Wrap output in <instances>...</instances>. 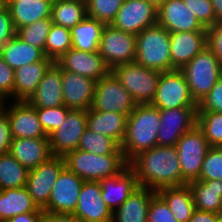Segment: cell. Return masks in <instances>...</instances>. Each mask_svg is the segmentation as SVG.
I'll use <instances>...</instances> for the list:
<instances>
[{
  "label": "cell",
  "instance_id": "obj_1",
  "mask_svg": "<svg viewBox=\"0 0 222 222\" xmlns=\"http://www.w3.org/2000/svg\"><path fill=\"white\" fill-rule=\"evenodd\" d=\"M128 164L142 187L157 191L163 187L186 185L176 146H154L140 152Z\"/></svg>",
  "mask_w": 222,
  "mask_h": 222
},
{
  "label": "cell",
  "instance_id": "obj_2",
  "mask_svg": "<svg viewBox=\"0 0 222 222\" xmlns=\"http://www.w3.org/2000/svg\"><path fill=\"white\" fill-rule=\"evenodd\" d=\"M160 111L151 104H136L127 117L125 136L120 146L129 163L140 152L157 146Z\"/></svg>",
  "mask_w": 222,
  "mask_h": 222
},
{
  "label": "cell",
  "instance_id": "obj_3",
  "mask_svg": "<svg viewBox=\"0 0 222 222\" xmlns=\"http://www.w3.org/2000/svg\"><path fill=\"white\" fill-rule=\"evenodd\" d=\"M65 166L84 181H100L120 173L128 162L119 147L113 154L96 155L76 149L64 156Z\"/></svg>",
  "mask_w": 222,
  "mask_h": 222
},
{
  "label": "cell",
  "instance_id": "obj_4",
  "mask_svg": "<svg viewBox=\"0 0 222 222\" xmlns=\"http://www.w3.org/2000/svg\"><path fill=\"white\" fill-rule=\"evenodd\" d=\"M134 61L158 72L171 71L170 32L156 23L137 34Z\"/></svg>",
  "mask_w": 222,
  "mask_h": 222
},
{
  "label": "cell",
  "instance_id": "obj_5",
  "mask_svg": "<svg viewBox=\"0 0 222 222\" xmlns=\"http://www.w3.org/2000/svg\"><path fill=\"white\" fill-rule=\"evenodd\" d=\"M181 71L185 75L193 99L199 104L222 76V64L205 47Z\"/></svg>",
  "mask_w": 222,
  "mask_h": 222
},
{
  "label": "cell",
  "instance_id": "obj_6",
  "mask_svg": "<svg viewBox=\"0 0 222 222\" xmlns=\"http://www.w3.org/2000/svg\"><path fill=\"white\" fill-rule=\"evenodd\" d=\"M111 72L129 92L136 104H151L161 72L136 61L115 66Z\"/></svg>",
  "mask_w": 222,
  "mask_h": 222
},
{
  "label": "cell",
  "instance_id": "obj_7",
  "mask_svg": "<svg viewBox=\"0 0 222 222\" xmlns=\"http://www.w3.org/2000/svg\"><path fill=\"white\" fill-rule=\"evenodd\" d=\"M152 106L159 110L198 108L193 99L184 73L181 70L161 72Z\"/></svg>",
  "mask_w": 222,
  "mask_h": 222
},
{
  "label": "cell",
  "instance_id": "obj_8",
  "mask_svg": "<svg viewBox=\"0 0 222 222\" xmlns=\"http://www.w3.org/2000/svg\"><path fill=\"white\" fill-rule=\"evenodd\" d=\"M202 131L195 126L185 132L176 143L179 156L182 180L188 184L199 178L203 159L210 149Z\"/></svg>",
  "mask_w": 222,
  "mask_h": 222
},
{
  "label": "cell",
  "instance_id": "obj_9",
  "mask_svg": "<svg viewBox=\"0 0 222 222\" xmlns=\"http://www.w3.org/2000/svg\"><path fill=\"white\" fill-rule=\"evenodd\" d=\"M135 101L120 81L110 72L95 84L91 109L128 115L134 110Z\"/></svg>",
  "mask_w": 222,
  "mask_h": 222
},
{
  "label": "cell",
  "instance_id": "obj_10",
  "mask_svg": "<svg viewBox=\"0 0 222 222\" xmlns=\"http://www.w3.org/2000/svg\"><path fill=\"white\" fill-rule=\"evenodd\" d=\"M98 53L111 70L117 65L133 62L136 56V35L106 24Z\"/></svg>",
  "mask_w": 222,
  "mask_h": 222
},
{
  "label": "cell",
  "instance_id": "obj_11",
  "mask_svg": "<svg viewBox=\"0 0 222 222\" xmlns=\"http://www.w3.org/2000/svg\"><path fill=\"white\" fill-rule=\"evenodd\" d=\"M64 167V157L51 156L29 171L26 188L38 208L43 210L48 205L52 188Z\"/></svg>",
  "mask_w": 222,
  "mask_h": 222
},
{
  "label": "cell",
  "instance_id": "obj_12",
  "mask_svg": "<svg viewBox=\"0 0 222 222\" xmlns=\"http://www.w3.org/2000/svg\"><path fill=\"white\" fill-rule=\"evenodd\" d=\"M86 128L87 111L70 110L61 126L48 136L51 154L64 157L68 152L78 149Z\"/></svg>",
  "mask_w": 222,
  "mask_h": 222
},
{
  "label": "cell",
  "instance_id": "obj_13",
  "mask_svg": "<svg viewBox=\"0 0 222 222\" xmlns=\"http://www.w3.org/2000/svg\"><path fill=\"white\" fill-rule=\"evenodd\" d=\"M156 9L148 0H124L110 25L134 35L157 23Z\"/></svg>",
  "mask_w": 222,
  "mask_h": 222
},
{
  "label": "cell",
  "instance_id": "obj_14",
  "mask_svg": "<svg viewBox=\"0 0 222 222\" xmlns=\"http://www.w3.org/2000/svg\"><path fill=\"white\" fill-rule=\"evenodd\" d=\"M197 108H175L160 111L157 146H176L181 136L197 124Z\"/></svg>",
  "mask_w": 222,
  "mask_h": 222
},
{
  "label": "cell",
  "instance_id": "obj_15",
  "mask_svg": "<svg viewBox=\"0 0 222 222\" xmlns=\"http://www.w3.org/2000/svg\"><path fill=\"white\" fill-rule=\"evenodd\" d=\"M6 101L0 107L7 113L13 139L17 138H48L38 119L37 110L27 101ZM8 107V108H7Z\"/></svg>",
  "mask_w": 222,
  "mask_h": 222
},
{
  "label": "cell",
  "instance_id": "obj_16",
  "mask_svg": "<svg viewBox=\"0 0 222 222\" xmlns=\"http://www.w3.org/2000/svg\"><path fill=\"white\" fill-rule=\"evenodd\" d=\"M83 183V179L65 166L58 175L48 205L43 210L72 214L77 206Z\"/></svg>",
  "mask_w": 222,
  "mask_h": 222
},
{
  "label": "cell",
  "instance_id": "obj_17",
  "mask_svg": "<svg viewBox=\"0 0 222 222\" xmlns=\"http://www.w3.org/2000/svg\"><path fill=\"white\" fill-rule=\"evenodd\" d=\"M99 181H84L74 216L83 222H112L113 212L101 197Z\"/></svg>",
  "mask_w": 222,
  "mask_h": 222
},
{
  "label": "cell",
  "instance_id": "obj_18",
  "mask_svg": "<svg viewBox=\"0 0 222 222\" xmlns=\"http://www.w3.org/2000/svg\"><path fill=\"white\" fill-rule=\"evenodd\" d=\"M55 63L62 70L88 77L96 82L111 72L98 51L85 52L71 48Z\"/></svg>",
  "mask_w": 222,
  "mask_h": 222
},
{
  "label": "cell",
  "instance_id": "obj_19",
  "mask_svg": "<svg viewBox=\"0 0 222 222\" xmlns=\"http://www.w3.org/2000/svg\"><path fill=\"white\" fill-rule=\"evenodd\" d=\"M157 23L170 33L206 31L183 0H167L157 12Z\"/></svg>",
  "mask_w": 222,
  "mask_h": 222
},
{
  "label": "cell",
  "instance_id": "obj_20",
  "mask_svg": "<svg viewBox=\"0 0 222 222\" xmlns=\"http://www.w3.org/2000/svg\"><path fill=\"white\" fill-rule=\"evenodd\" d=\"M64 106L70 110L91 108L96 81L66 70H62Z\"/></svg>",
  "mask_w": 222,
  "mask_h": 222
},
{
  "label": "cell",
  "instance_id": "obj_21",
  "mask_svg": "<svg viewBox=\"0 0 222 222\" xmlns=\"http://www.w3.org/2000/svg\"><path fill=\"white\" fill-rule=\"evenodd\" d=\"M105 204L114 212L140 187L138 178L129 164L118 174L99 181Z\"/></svg>",
  "mask_w": 222,
  "mask_h": 222
},
{
  "label": "cell",
  "instance_id": "obj_22",
  "mask_svg": "<svg viewBox=\"0 0 222 222\" xmlns=\"http://www.w3.org/2000/svg\"><path fill=\"white\" fill-rule=\"evenodd\" d=\"M206 45V31L170 33L171 71L181 70Z\"/></svg>",
  "mask_w": 222,
  "mask_h": 222
},
{
  "label": "cell",
  "instance_id": "obj_23",
  "mask_svg": "<svg viewBox=\"0 0 222 222\" xmlns=\"http://www.w3.org/2000/svg\"><path fill=\"white\" fill-rule=\"evenodd\" d=\"M62 69L54 62L27 102L36 109L63 106Z\"/></svg>",
  "mask_w": 222,
  "mask_h": 222
},
{
  "label": "cell",
  "instance_id": "obj_24",
  "mask_svg": "<svg viewBox=\"0 0 222 222\" xmlns=\"http://www.w3.org/2000/svg\"><path fill=\"white\" fill-rule=\"evenodd\" d=\"M9 153L29 171L53 156L49 138L12 139Z\"/></svg>",
  "mask_w": 222,
  "mask_h": 222
},
{
  "label": "cell",
  "instance_id": "obj_25",
  "mask_svg": "<svg viewBox=\"0 0 222 222\" xmlns=\"http://www.w3.org/2000/svg\"><path fill=\"white\" fill-rule=\"evenodd\" d=\"M53 63L44 57L41 61L15 69L13 101H27Z\"/></svg>",
  "mask_w": 222,
  "mask_h": 222
},
{
  "label": "cell",
  "instance_id": "obj_26",
  "mask_svg": "<svg viewBox=\"0 0 222 222\" xmlns=\"http://www.w3.org/2000/svg\"><path fill=\"white\" fill-rule=\"evenodd\" d=\"M127 116L116 112L87 111V128L111 138L119 147L125 136Z\"/></svg>",
  "mask_w": 222,
  "mask_h": 222
},
{
  "label": "cell",
  "instance_id": "obj_27",
  "mask_svg": "<svg viewBox=\"0 0 222 222\" xmlns=\"http://www.w3.org/2000/svg\"><path fill=\"white\" fill-rule=\"evenodd\" d=\"M156 191L140 186L113 212L112 222H147L148 208Z\"/></svg>",
  "mask_w": 222,
  "mask_h": 222
},
{
  "label": "cell",
  "instance_id": "obj_28",
  "mask_svg": "<svg viewBox=\"0 0 222 222\" xmlns=\"http://www.w3.org/2000/svg\"><path fill=\"white\" fill-rule=\"evenodd\" d=\"M53 0L3 1L9 9L13 25L19 28L30 25L37 20L51 18V5Z\"/></svg>",
  "mask_w": 222,
  "mask_h": 222
},
{
  "label": "cell",
  "instance_id": "obj_29",
  "mask_svg": "<svg viewBox=\"0 0 222 222\" xmlns=\"http://www.w3.org/2000/svg\"><path fill=\"white\" fill-rule=\"evenodd\" d=\"M43 212L34 203L26 187L0 190V222L23 213Z\"/></svg>",
  "mask_w": 222,
  "mask_h": 222
},
{
  "label": "cell",
  "instance_id": "obj_30",
  "mask_svg": "<svg viewBox=\"0 0 222 222\" xmlns=\"http://www.w3.org/2000/svg\"><path fill=\"white\" fill-rule=\"evenodd\" d=\"M156 193L166 202L178 222H188L196 210L188 184L163 187Z\"/></svg>",
  "mask_w": 222,
  "mask_h": 222
},
{
  "label": "cell",
  "instance_id": "obj_31",
  "mask_svg": "<svg viewBox=\"0 0 222 222\" xmlns=\"http://www.w3.org/2000/svg\"><path fill=\"white\" fill-rule=\"evenodd\" d=\"M197 210L219 214L222 180H196L188 183Z\"/></svg>",
  "mask_w": 222,
  "mask_h": 222
},
{
  "label": "cell",
  "instance_id": "obj_32",
  "mask_svg": "<svg viewBox=\"0 0 222 222\" xmlns=\"http://www.w3.org/2000/svg\"><path fill=\"white\" fill-rule=\"evenodd\" d=\"M0 55L14 70L41 61L45 57L40 49L25 43L16 35L0 47Z\"/></svg>",
  "mask_w": 222,
  "mask_h": 222
},
{
  "label": "cell",
  "instance_id": "obj_33",
  "mask_svg": "<svg viewBox=\"0 0 222 222\" xmlns=\"http://www.w3.org/2000/svg\"><path fill=\"white\" fill-rule=\"evenodd\" d=\"M105 23L86 16L80 23L70 29L72 48L85 52L98 51Z\"/></svg>",
  "mask_w": 222,
  "mask_h": 222
},
{
  "label": "cell",
  "instance_id": "obj_34",
  "mask_svg": "<svg viewBox=\"0 0 222 222\" xmlns=\"http://www.w3.org/2000/svg\"><path fill=\"white\" fill-rule=\"evenodd\" d=\"M87 16L86 0H53L52 23L71 29Z\"/></svg>",
  "mask_w": 222,
  "mask_h": 222
},
{
  "label": "cell",
  "instance_id": "obj_35",
  "mask_svg": "<svg viewBox=\"0 0 222 222\" xmlns=\"http://www.w3.org/2000/svg\"><path fill=\"white\" fill-rule=\"evenodd\" d=\"M29 170L9 152L0 154V190L26 187Z\"/></svg>",
  "mask_w": 222,
  "mask_h": 222
},
{
  "label": "cell",
  "instance_id": "obj_36",
  "mask_svg": "<svg viewBox=\"0 0 222 222\" xmlns=\"http://www.w3.org/2000/svg\"><path fill=\"white\" fill-rule=\"evenodd\" d=\"M72 48L70 29L52 24L45 43V57L56 62Z\"/></svg>",
  "mask_w": 222,
  "mask_h": 222
},
{
  "label": "cell",
  "instance_id": "obj_37",
  "mask_svg": "<svg viewBox=\"0 0 222 222\" xmlns=\"http://www.w3.org/2000/svg\"><path fill=\"white\" fill-rule=\"evenodd\" d=\"M196 126L202 131L210 147H222V113L197 111Z\"/></svg>",
  "mask_w": 222,
  "mask_h": 222
},
{
  "label": "cell",
  "instance_id": "obj_38",
  "mask_svg": "<svg viewBox=\"0 0 222 222\" xmlns=\"http://www.w3.org/2000/svg\"><path fill=\"white\" fill-rule=\"evenodd\" d=\"M52 24L51 18L40 19L30 25L19 28L16 31V36L25 43L40 49L45 55L46 38Z\"/></svg>",
  "mask_w": 222,
  "mask_h": 222
},
{
  "label": "cell",
  "instance_id": "obj_39",
  "mask_svg": "<svg viewBox=\"0 0 222 222\" xmlns=\"http://www.w3.org/2000/svg\"><path fill=\"white\" fill-rule=\"evenodd\" d=\"M119 146L111 139L86 128L82 134L78 149L96 155L113 154Z\"/></svg>",
  "mask_w": 222,
  "mask_h": 222
},
{
  "label": "cell",
  "instance_id": "obj_40",
  "mask_svg": "<svg viewBox=\"0 0 222 222\" xmlns=\"http://www.w3.org/2000/svg\"><path fill=\"white\" fill-rule=\"evenodd\" d=\"M124 0H86L87 15L105 24H111Z\"/></svg>",
  "mask_w": 222,
  "mask_h": 222
},
{
  "label": "cell",
  "instance_id": "obj_41",
  "mask_svg": "<svg viewBox=\"0 0 222 222\" xmlns=\"http://www.w3.org/2000/svg\"><path fill=\"white\" fill-rule=\"evenodd\" d=\"M222 180V147H211L203 159L198 180Z\"/></svg>",
  "mask_w": 222,
  "mask_h": 222
},
{
  "label": "cell",
  "instance_id": "obj_42",
  "mask_svg": "<svg viewBox=\"0 0 222 222\" xmlns=\"http://www.w3.org/2000/svg\"><path fill=\"white\" fill-rule=\"evenodd\" d=\"M36 110L38 119L47 136L61 126V123L64 122L67 113L70 111V109L64 105Z\"/></svg>",
  "mask_w": 222,
  "mask_h": 222
},
{
  "label": "cell",
  "instance_id": "obj_43",
  "mask_svg": "<svg viewBox=\"0 0 222 222\" xmlns=\"http://www.w3.org/2000/svg\"><path fill=\"white\" fill-rule=\"evenodd\" d=\"M183 2L205 28L218 21L211 0H183Z\"/></svg>",
  "mask_w": 222,
  "mask_h": 222
},
{
  "label": "cell",
  "instance_id": "obj_44",
  "mask_svg": "<svg viewBox=\"0 0 222 222\" xmlns=\"http://www.w3.org/2000/svg\"><path fill=\"white\" fill-rule=\"evenodd\" d=\"M147 222H178L166 202L156 194L148 208Z\"/></svg>",
  "mask_w": 222,
  "mask_h": 222
},
{
  "label": "cell",
  "instance_id": "obj_45",
  "mask_svg": "<svg viewBox=\"0 0 222 222\" xmlns=\"http://www.w3.org/2000/svg\"><path fill=\"white\" fill-rule=\"evenodd\" d=\"M15 72L0 55V102L13 101Z\"/></svg>",
  "mask_w": 222,
  "mask_h": 222
},
{
  "label": "cell",
  "instance_id": "obj_46",
  "mask_svg": "<svg viewBox=\"0 0 222 222\" xmlns=\"http://www.w3.org/2000/svg\"><path fill=\"white\" fill-rule=\"evenodd\" d=\"M197 111H213L222 113V76L215 86L198 104Z\"/></svg>",
  "mask_w": 222,
  "mask_h": 222
},
{
  "label": "cell",
  "instance_id": "obj_47",
  "mask_svg": "<svg viewBox=\"0 0 222 222\" xmlns=\"http://www.w3.org/2000/svg\"><path fill=\"white\" fill-rule=\"evenodd\" d=\"M206 45L222 64V20L206 28Z\"/></svg>",
  "mask_w": 222,
  "mask_h": 222
},
{
  "label": "cell",
  "instance_id": "obj_48",
  "mask_svg": "<svg viewBox=\"0 0 222 222\" xmlns=\"http://www.w3.org/2000/svg\"><path fill=\"white\" fill-rule=\"evenodd\" d=\"M16 35L13 21L6 5L0 6V47Z\"/></svg>",
  "mask_w": 222,
  "mask_h": 222
},
{
  "label": "cell",
  "instance_id": "obj_49",
  "mask_svg": "<svg viewBox=\"0 0 222 222\" xmlns=\"http://www.w3.org/2000/svg\"><path fill=\"white\" fill-rule=\"evenodd\" d=\"M12 139L9 118L7 113L0 107V154L9 152Z\"/></svg>",
  "mask_w": 222,
  "mask_h": 222
},
{
  "label": "cell",
  "instance_id": "obj_50",
  "mask_svg": "<svg viewBox=\"0 0 222 222\" xmlns=\"http://www.w3.org/2000/svg\"><path fill=\"white\" fill-rule=\"evenodd\" d=\"M41 222H83L73 214L55 213L43 210Z\"/></svg>",
  "mask_w": 222,
  "mask_h": 222
},
{
  "label": "cell",
  "instance_id": "obj_51",
  "mask_svg": "<svg viewBox=\"0 0 222 222\" xmlns=\"http://www.w3.org/2000/svg\"><path fill=\"white\" fill-rule=\"evenodd\" d=\"M220 215L213 212L195 210L188 222H215Z\"/></svg>",
  "mask_w": 222,
  "mask_h": 222
},
{
  "label": "cell",
  "instance_id": "obj_52",
  "mask_svg": "<svg viewBox=\"0 0 222 222\" xmlns=\"http://www.w3.org/2000/svg\"><path fill=\"white\" fill-rule=\"evenodd\" d=\"M43 212L23 213L8 219L5 222H41Z\"/></svg>",
  "mask_w": 222,
  "mask_h": 222
},
{
  "label": "cell",
  "instance_id": "obj_53",
  "mask_svg": "<svg viewBox=\"0 0 222 222\" xmlns=\"http://www.w3.org/2000/svg\"><path fill=\"white\" fill-rule=\"evenodd\" d=\"M215 18L219 21L222 20V0H211Z\"/></svg>",
  "mask_w": 222,
  "mask_h": 222
},
{
  "label": "cell",
  "instance_id": "obj_54",
  "mask_svg": "<svg viewBox=\"0 0 222 222\" xmlns=\"http://www.w3.org/2000/svg\"><path fill=\"white\" fill-rule=\"evenodd\" d=\"M156 9H159L167 0H148Z\"/></svg>",
  "mask_w": 222,
  "mask_h": 222
},
{
  "label": "cell",
  "instance_id": "obj_55",
  "mask_svg": "<svg viewBox=\"0 0 222 222\" xmlns=\"http://www.w3.org/2000/svg\"><path fill=\"white\" fill-rule=\"evenodd\" d=\"M3 1H21V0H3ZM23 1L31 2V1H35V0H23Z\"/></svg>",
  "mask_w": 222,
  "mask_h": 222
},
{
  "label": "cell",
  "instance_id": "obj_56",
  "mask_svg": "<svg viewBox=\"0 0 222 222\" xmlns=\"http://www.w3.org/2000/svg\"><path fill=\"white\" fill-rule=\"evenodd\" d=\"M215 222H222V216H219V217L215 220Z\"/></svg>",
  "mask_w": 222,
  "mask_h": 222
},
{
  "label": "cell",
  "instance_id": "obj_57",
  "mask_svg": "<svg viewBox=\"0 0 222 222\" xmlns=\"http://www.w3.org/2000/svg\"><path fill=\"white\" fill-rule=\"evenodd\" d=\"M219 215L222 216V202H221V207H220V210H219Z\"/></svg>",
  "mask_w": 222,
  "mask_h": 222
}]
</instances>
